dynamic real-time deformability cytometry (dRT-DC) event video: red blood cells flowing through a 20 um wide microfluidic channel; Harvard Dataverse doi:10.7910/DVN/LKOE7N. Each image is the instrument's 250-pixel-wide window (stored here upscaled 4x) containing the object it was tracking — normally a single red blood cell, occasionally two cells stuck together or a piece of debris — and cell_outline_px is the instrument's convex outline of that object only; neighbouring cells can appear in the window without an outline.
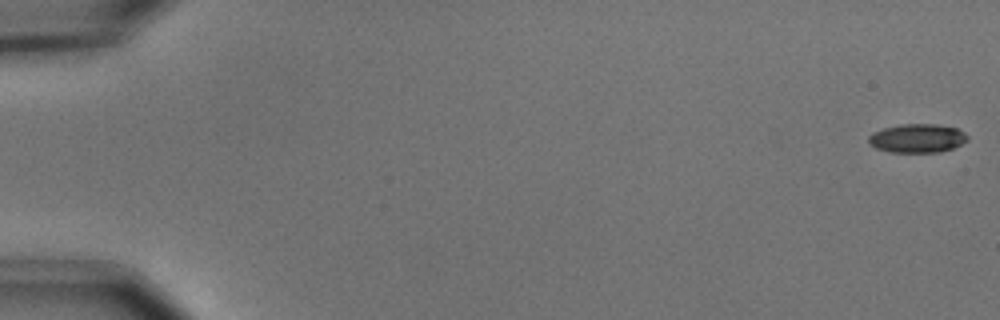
{"species": "common noctule bat (a hibernating species)", "species_latin": "Nyctalus noctula", "temperature_condition": "cold", "stored_images_in_passage": 55, "camera_frame_rate_fps": 3000, "um_per_image_px": 0.085, "animal": {"sex": "male", "body_mass_g": 15.6}, "frame": {"image": 1, "passage_image": 1, "time_ms": 0.0, "image_size_px": [1000, 320], "cell_outline_px": [[968, 140], [952, 148], [940, 152], [888, 152], [876, 148], [868, 144], [868, 136], [872, 132], [884, 128], [900, 124], [936, 124], [956, 128], [964, 132], [968, 136]], "centroid_in_image_um": [77.94, 11.75], "position_along_channel_um": 7.1, "area_um2": 16.65}}
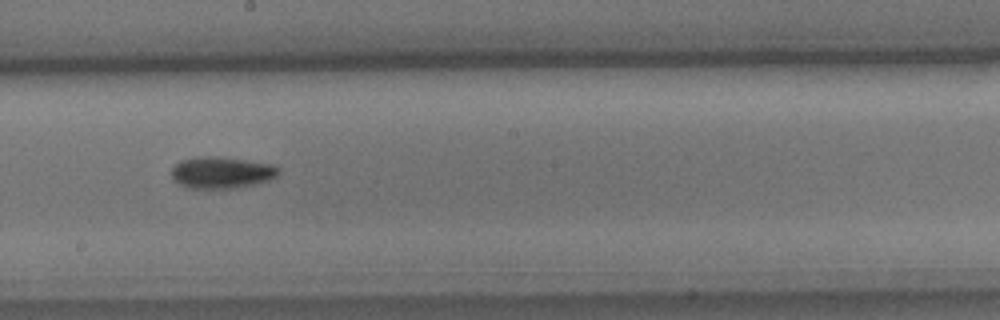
{"frame": {"image": 2, "passage_image": 32, "time_ms": 10.333, "image_size_px": [1000, 320], "cell_outline_px": [[280, 172], [272, 180], [256, 184], [236, 188], [192, 188], [180, 184], [172, 180], [172, 168], [180, 160], [204, 156], [212, 156], [244, 160], [272, 164], [280, 168]], "centroid_in_image_um": [18.86, 14.67], "position_along_channel_um": 229.3, "area_um2": 19.71}}
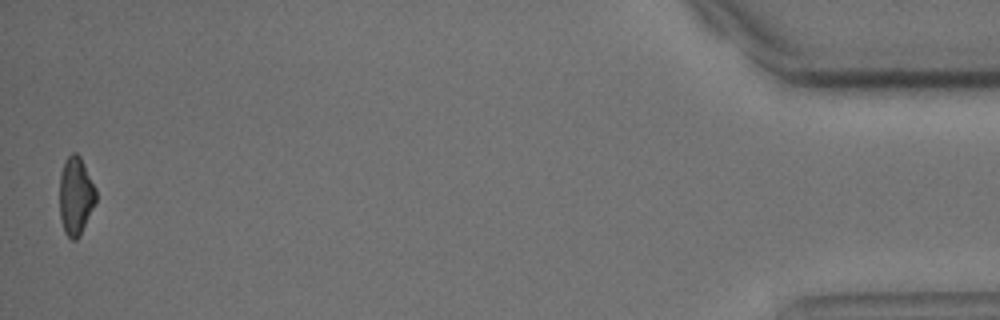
{"frame": {"image": 3, "passage_image": 55, "time_ms": 18.0, "image_size_px": [1000, 320], "cell_outline_px": [[96, 204], [80, 236], [76, 240], [72, 240], [64, 232], [60, 216], [60, 172], [64, 160], [72, 152], [76, 152], [80, 156], [96, 188]], "centroid_in_image_um": [6.44, 16.65], "position_along_channel_um": 428.8, "area_um2": 16.82}, "authors_computed_cell_mechanics": {"area_um2": 17.7446, "velocity_mm_per_s": 3.6965, "shape_relaxation_time_tau1_ms": 4.2327, "shape_relaxation_time_tau2_ms": null, "deformation_change_tau1": 0.1303, "deformation_change_tau2": null}}